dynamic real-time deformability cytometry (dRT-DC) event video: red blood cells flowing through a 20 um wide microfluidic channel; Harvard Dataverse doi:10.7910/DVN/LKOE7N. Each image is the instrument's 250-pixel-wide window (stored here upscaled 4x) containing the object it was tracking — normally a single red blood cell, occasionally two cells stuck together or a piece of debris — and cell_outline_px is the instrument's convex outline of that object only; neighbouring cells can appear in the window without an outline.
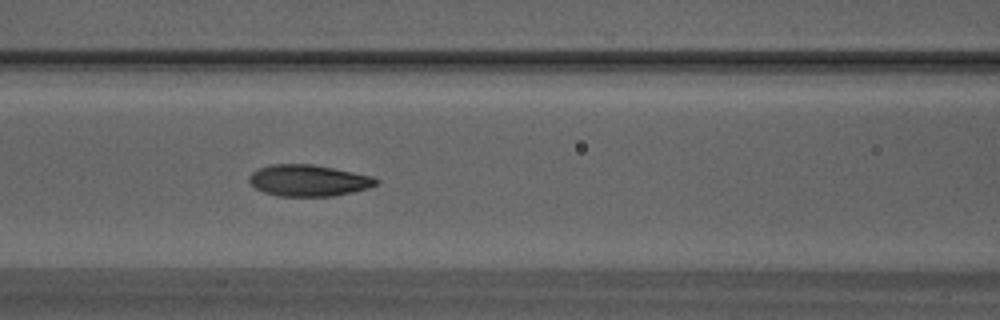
{"species": "Egyptian fruit bat (a non-hibernating species)", "species_latin": "Rousettus aegyptiacus", "temperature_condition": "warm", "stored_images_in_passage": 42, "camera_frame_rate_fps": 3000, "um_per_image_px": 0.085, "animal": {"sex": "male"}, "frame": {"image": 1, "passage_image": 13, "time_ms": 4.0, "image_size_px": [1000, 320], "cell_outline_px": [[380, 180], [376, 184], [368, 188], [352, 192], [332, 196], [280, 196], [264, 192], [256, 188], [248, 180], [248, 176], [256, 168], [268, 164], [312, 164], [372, 176]], "centroid_in_image_um": [26.18, 15.33], "position_along_channel_um": 140.4, "area_um2": 23.24}}
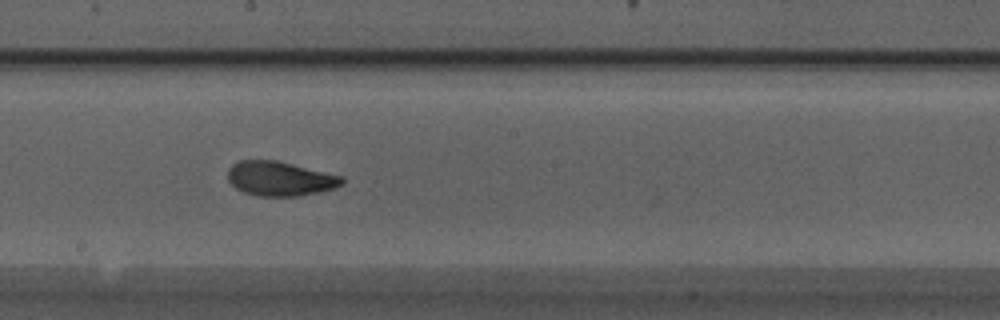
{"frame": {"image": 2, "passage_image": 19, "time_ms": 6.0, "image_size_px": [1000, 320], "cell_outline_px": [[344, 184], [336, 188], [320, 192], [296, 196], [260, 196], [244, 192], [236, 188], [228, 180], [228, 168], [232, 164], [240, 160], [276, 160], [344, 176]], "centroid_in_image_um": [23.83, 15.18], "position_along_channel_um": 224.4, "area_um2": 23.06}}
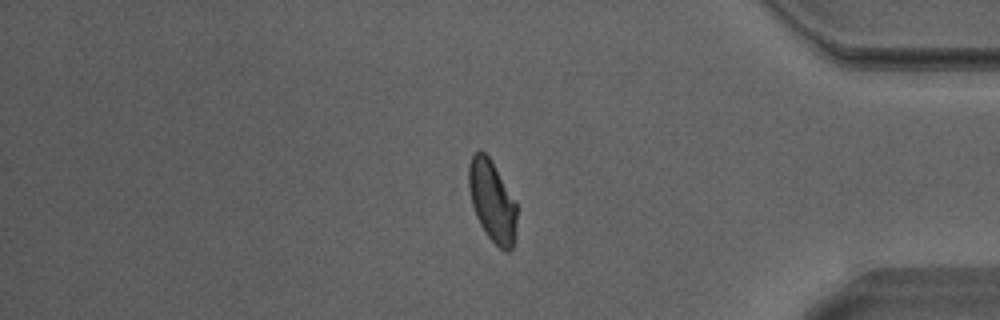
{"frame": {"image": 3, "passage_image": 33, "time_ms": 10.667, "image_size_px": [1000, 320], "cell_outline_px": [[516, 236], [512, 248], [508, 252], [504, 252], [488, 236], [480, 224], [476, 216], [472, 204], [468, 188], [468, 164], [472, 156], [476, 152], [484, 152], [488, 156], [516, 200]], "centroid_in_image_um": [41.84, 17.12], "position_along_channel_um": 393.4, "area_um2": 22.77}, "authors_computed_cell_mechanics": {"area_um2": 22.8599, "velocity_mm_per_s": 4.2101, "shape_relaxation_time_tau1_ms": 2.9555, "shape_relaxation_time_tau2_ms": 0.8135, "deformation_change_tau1": 0.1466, "deformation_change_tau2": 0.0583}}